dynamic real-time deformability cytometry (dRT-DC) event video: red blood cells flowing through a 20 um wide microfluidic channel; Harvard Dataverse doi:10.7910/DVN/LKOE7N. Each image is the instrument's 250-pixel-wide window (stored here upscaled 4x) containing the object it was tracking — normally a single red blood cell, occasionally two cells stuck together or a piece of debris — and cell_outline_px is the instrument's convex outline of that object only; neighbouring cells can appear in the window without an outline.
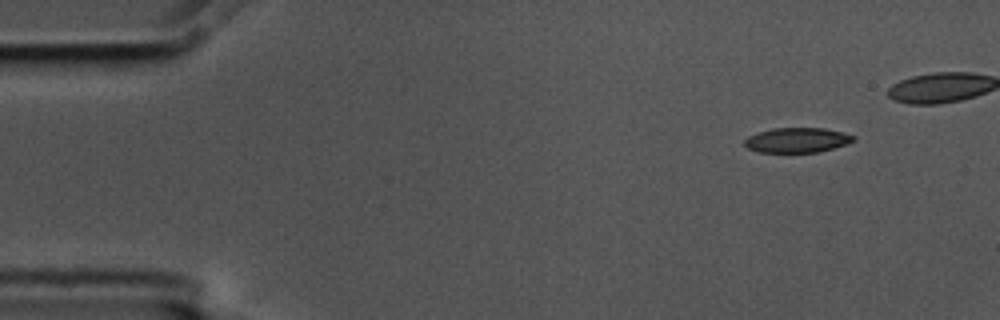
{"species": "common noctule bat (a hibernating species)", "species_latin": "Nyctalus noctula", "temperature_condition": "cold", "stored_images_in_passage": 5, "camera_frame_rate_fps": 3000, "um_per_image_px": 0.085, "animal": {"sex": "male", "body_mass_g": 17.5, "forearm_length_mm": 52.3}, "frame": {"image": 1, "passage_image": 1, "time_ms": 0.0, "image_size_px": [1000, 320], "cell_outline_px": [[856, 140], [820, 152], [756, 152], [748, 148], [744, 144], [744, 140], [748, 136], [756, 132], [772, 128], [824, 128], [844, 132], [856, 136]], "centroid_in_image_um": [67.74, 11.9], "position_along_channel_um": 17.3, "area_um2": 15.9}}